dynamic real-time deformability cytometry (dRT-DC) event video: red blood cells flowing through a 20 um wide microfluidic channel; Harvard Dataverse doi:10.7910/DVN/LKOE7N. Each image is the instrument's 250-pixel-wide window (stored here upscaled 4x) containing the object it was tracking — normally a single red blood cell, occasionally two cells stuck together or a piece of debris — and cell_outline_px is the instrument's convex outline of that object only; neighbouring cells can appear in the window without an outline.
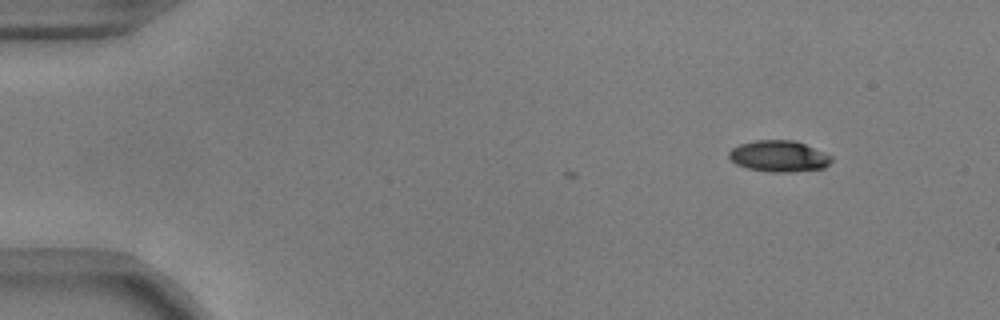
{"species": "common noctule bat (a hibernating species)", "species_latin": "Nyctalus noctula", "temperature_condition": "warm", "stored_images_in_passage": 3, "camera_frame_rate_fps": 3000, "um_per_image_px": 0.085, "animal": {"sex": "male", "body_mass_g": 17.9, "forearm_length_mm": 54.2}, "frame": {"image": 1, "passage_image": 3, "time_ms": 0.667, "image_size_px": [1000, 320], "cell_outline_px": [[832, 160], [824, 168], [788, 172], [772, 172], [748, 168], [736, 164], [728, 156], [728, 152], [732, 148], [740, 144], [756, 140], [796, 140], [824, 152], [832, 156]], "centroid_in_image_um": [66.21, 13.27], "position_along_channel_um": 18.8, "area_um2": 18.61}}